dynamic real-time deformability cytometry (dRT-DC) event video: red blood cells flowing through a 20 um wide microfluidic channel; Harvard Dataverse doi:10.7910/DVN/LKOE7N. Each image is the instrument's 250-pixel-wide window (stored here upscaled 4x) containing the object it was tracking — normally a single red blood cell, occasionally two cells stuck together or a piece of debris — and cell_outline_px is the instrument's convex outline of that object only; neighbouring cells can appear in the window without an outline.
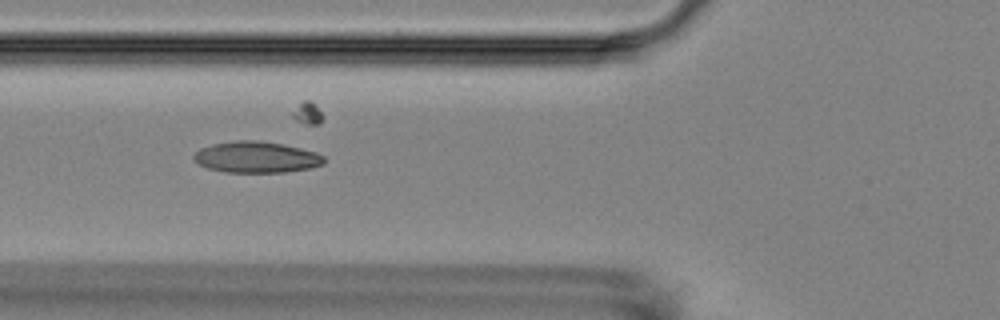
{"species": "Egyptian fruit bat (a non-hibernating species)", "species_latin": "Rousettus aegyptiacus", "temperature_condition": "room temperature", "stored_images_in_passage": 5, "camera_frame_rate_fps": 3000, "um_per_image_px": 0.085, "animal": {"sex": "female"}, "frame": {"image": 1, "passage_image": 2, "time_ms": 1.0, "image_size_px": [1000, 320], "cell_outline_px": [[324, 164], [312, 168], [284, 172], [224, 172], [208, 168], [200, 164], [192, 156], [200, 148], [212, 144], [236, 140], [260, 140], [284, 144], [316, 152], [324, 156]], "centroid_in_image_um": [21.81, 13.35], "position_along_channel_um": 104.0, "area_um2": 23.76}}
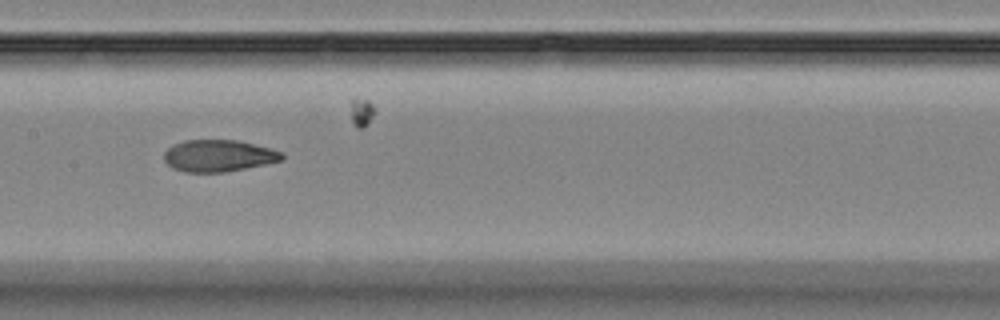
{"frame": {"image": 2, "passage_image": 4, "time_ms": 3.333, "image_size_px": [1000, 320], "cell_outline_px": [[284, 160], [224, 172], [184, 172], [172, 168], [164, 160], [164, 152], [172, 144], [184, 140], [236, 140], [272, 148], [284, 152]], "centroid_in_image_um": [18.58, 13.23], "position_along_channel_um": 188.8, "area_um2": 21.96}}
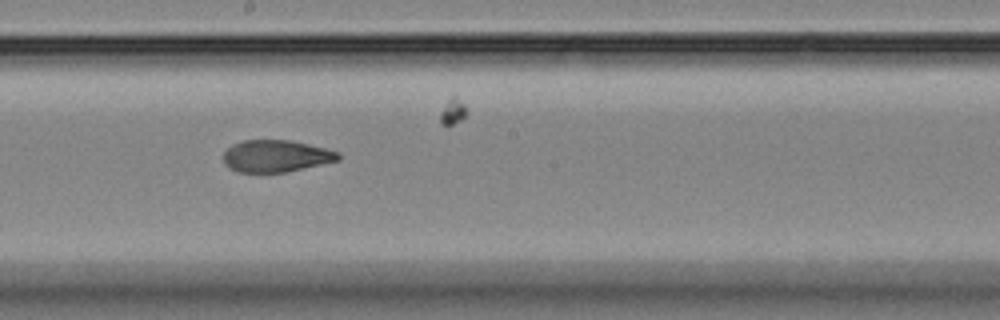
{"frame": {"image": 3, "passage_image": 5, "time_ms": 4.333, "image_size_px": [1000, 320], "cell_outline_px": [[340, 160], [288, 172], [236, 172], [228, 168], [224, 164], [224, 152], [232, 144], [244, 140], [288, 140], [308, 144], [340, 152]], "centroid_in_image_um": [23.45, 13.27], "position_along_channel_um": 224.7, "area_um2": 21.5}}